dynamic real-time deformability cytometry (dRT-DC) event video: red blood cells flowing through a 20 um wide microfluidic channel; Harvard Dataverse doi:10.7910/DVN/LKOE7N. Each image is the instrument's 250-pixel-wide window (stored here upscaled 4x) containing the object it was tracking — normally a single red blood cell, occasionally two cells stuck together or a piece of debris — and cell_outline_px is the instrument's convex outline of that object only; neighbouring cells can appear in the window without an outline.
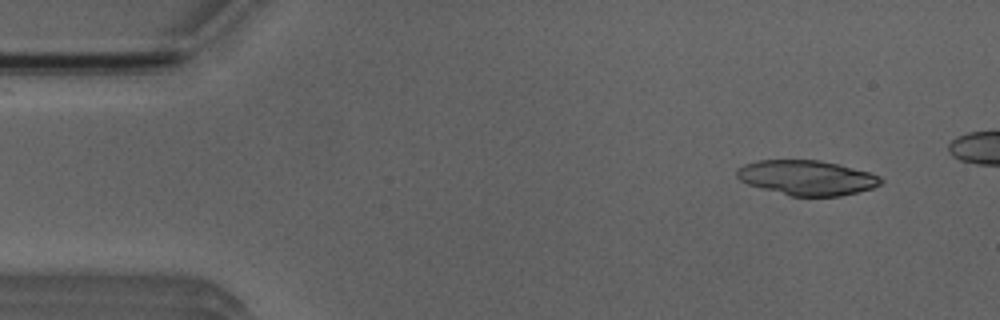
{"species": "Egyptian fruit bat (a non-hibernating species)", "species_latin": "Rousettus aegyptiacus", "temperature_condition": "room temperature", "stored_images_in_passage": 8, "camera_frame_rate_fps": 3000, "um_per_image_px": 0.085, "animal": {"sex": "male"}, "frame": {"image": 1, "passage_image": 2, "time_ms": 1.0, "image_size_px": [1000, 320], "cell_outline_px": [[884, 180], [880, 184], [872, 188], [840, 196], [792, 196], [748, 184], [740, 180], [736, 176], [736, 168], [744, 164], [756, 160], [820, 160], [840, 164], [868, 172], [880, 176]], "centroid_in_image_um": [68.57, 15.09], "position_along_channel_um": 16.4, "area_um2": 29.19}}
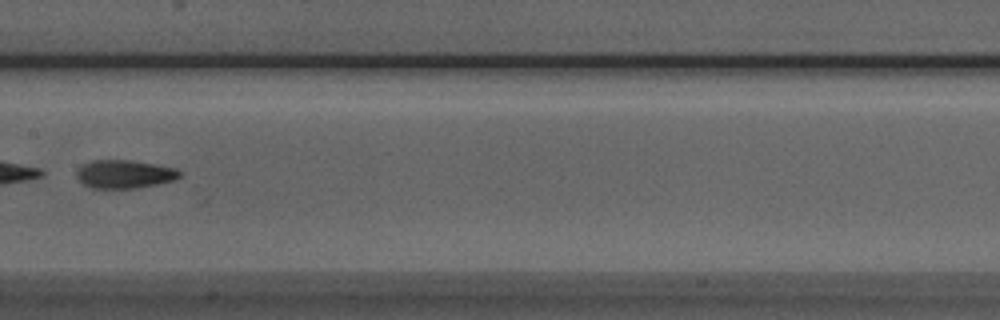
{"frame": {"image": 2, "passage_image": 8, "time_ms": 8.0, "image_size_px": [1000, 320], "cell_outline_px": [[184, 172], [176, 180], [136, 188], [92, 188], [84, 184], [76, 176], [76, 172], [84, 164], [92, 160], [128, 160], [176, 168]], "centroid_in_image_um": [10.61, 14.8], "position_along_channel_um": 196.8, "area_um2": 16.88}}